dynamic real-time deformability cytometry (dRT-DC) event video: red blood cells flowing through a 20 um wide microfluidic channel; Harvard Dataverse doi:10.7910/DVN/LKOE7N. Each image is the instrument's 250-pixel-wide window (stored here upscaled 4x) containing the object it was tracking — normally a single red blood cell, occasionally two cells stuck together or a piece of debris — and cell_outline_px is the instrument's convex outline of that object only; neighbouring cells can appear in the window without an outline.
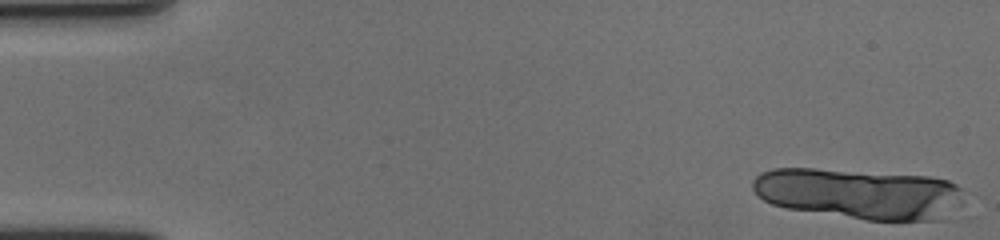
{"species": "human", "species_latin": "Homo sapiens", "temperature_condition": "cold", "stored_images_in_passage": 16, "camera_frame_rate_fps": 3000, "um_per_image_px": 0.085, "donor": {"sex": "female"}, "frame": {"image": 1, "passage_image": 1, "time_ms": 0.0, "image_size_px": [1000, 240], "cell_outline_px": [[960, 204], [948, 220], [864, 220], [788, 208], [772, 204], [764, 200], [752, 188], [752, 180], [760, 172], [772, 168], [816, 168], [932, 176], [948, 180], [956, 184], [960, 188]], "centroid_in_image_um": [73.05, 16.46], "position_along_channel_um": 11.9, "area_um2": 62.77}}